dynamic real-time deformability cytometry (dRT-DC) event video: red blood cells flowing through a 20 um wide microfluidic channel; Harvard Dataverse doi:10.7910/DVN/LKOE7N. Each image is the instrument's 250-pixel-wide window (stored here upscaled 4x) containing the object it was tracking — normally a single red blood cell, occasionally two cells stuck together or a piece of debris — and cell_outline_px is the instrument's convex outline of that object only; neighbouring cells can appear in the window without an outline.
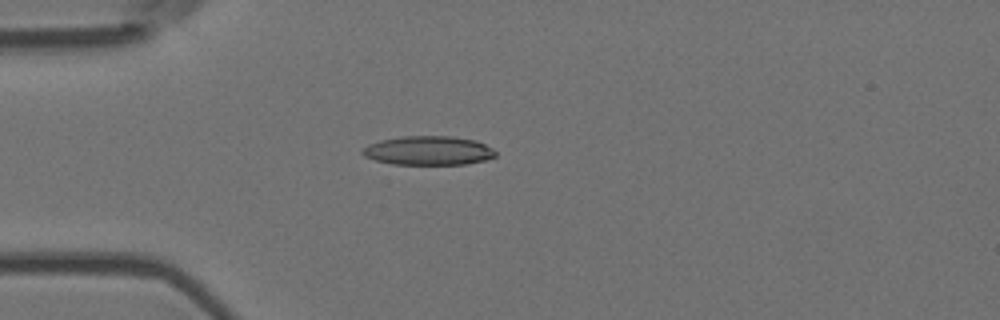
{"species": "Egyptian fruit bat (a non-hibernating species)", "species_latin": "Rousettus aegyptiacus", "temperature_condition": "room temperature", "stored_images_in_passage": 4, "camera_frame_rate_fps": 3000, "um_per_image_px": 0.085, "animal": {"sex": "female"}, "frame": {"image": 1, "passage_image": 4, "time_ms": 1.0, "image_size_px": [1000, 320], "cell_outline_px": [[496, 156], [484, 160], [464, 164], [392, 164], [376, 160], [364, 156], [360, 152], [368, 144], [380, 140], [400, 136], [452, 136], [476, 140], [492, 148], [496, 152]], "centroid_in_image_um": [36.4, 12.79], "position_along_channel_um": 48.6, "area_um2": 22.48}}